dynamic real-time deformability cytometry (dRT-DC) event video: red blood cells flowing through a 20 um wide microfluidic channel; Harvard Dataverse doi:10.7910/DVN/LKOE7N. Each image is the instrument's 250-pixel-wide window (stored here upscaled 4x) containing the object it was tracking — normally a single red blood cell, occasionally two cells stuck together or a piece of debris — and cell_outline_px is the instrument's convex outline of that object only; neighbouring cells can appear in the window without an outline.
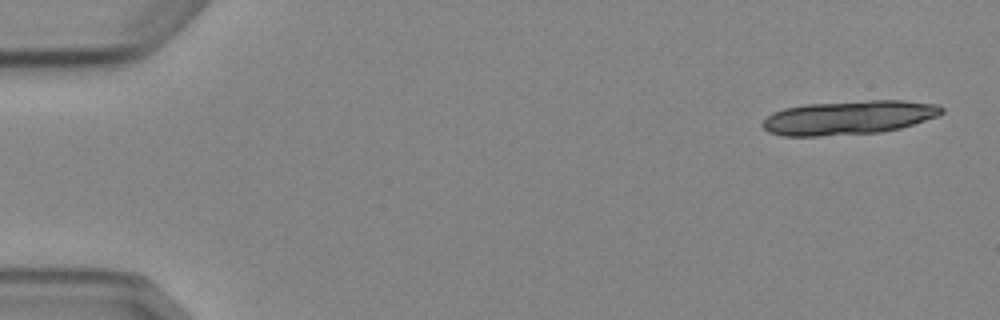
{"species": "Egyptian fruit bat (a non-hibernating species)", "species_latin": "Rousettus aegyptiacus", "temperature_condition": "cold", "stored_images_in_passage": 5, "camera_frame_rate_fps": 3000, "um_per_image_px": 0.085, "animal": {"sex": "female"}, "frame": {"image": 1, "passage_image": 1, "time_ms": 0.0, "image_size_px": [1000, 320], "cell_outline_px": [[944, 112], [936, 116], [900, 128], [880, 132], [820, 136], [784, 136], [768, 132], [760, 124], [772, 112], [784, 108], [804, 104], [872, 100], [904, 100], [936, 104], [944, 108]], "centroid_in_image_um": [72.1, 9.99], "position_along_channel_um": 12.9, "area_um2": 35.43}}